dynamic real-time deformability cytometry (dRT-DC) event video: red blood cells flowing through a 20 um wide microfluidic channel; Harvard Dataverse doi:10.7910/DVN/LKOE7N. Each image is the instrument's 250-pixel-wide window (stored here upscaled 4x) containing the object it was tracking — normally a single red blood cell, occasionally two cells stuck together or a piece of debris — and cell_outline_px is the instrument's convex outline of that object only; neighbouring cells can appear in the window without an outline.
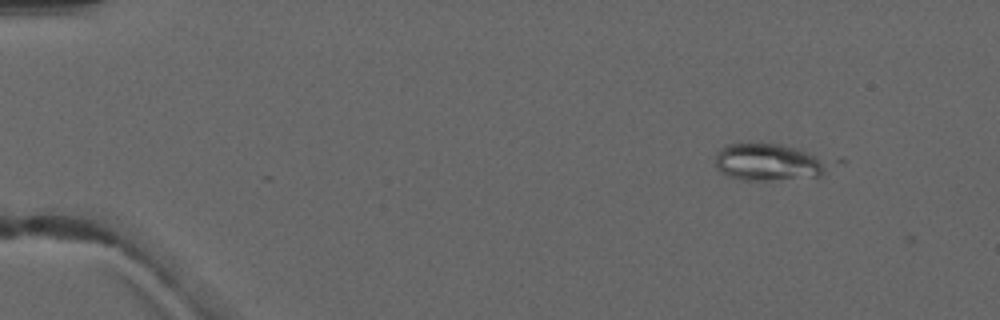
{"species": "common noctule bat (a hibernating species)", "species_latin": "Nyctalus noctula", "temperature_condition": "warm", "stored_images_in_passage": 3, "camera_frame_rate_fps": 3000, "um_per_image_px": 0.085, "animal": {"sex": "male", "forearm_length_mm": 52.5}, "frame": {"image": 1, "passage_image": 1, "time_ms": 0.0, "image_size_px": [1000, 320], "cell_outline_px": [[844, 160], [820, 176], [764, 180], [740, 180], [728, 176], [720, 172], [716, 168], [716, 152], [724, 144], [740, 140], [748, 140], [780, 144]], "centroid_in_image_um": [65.48, 13.72], "position_along_channel_um": 19.5, "area_um2": 26.59}}